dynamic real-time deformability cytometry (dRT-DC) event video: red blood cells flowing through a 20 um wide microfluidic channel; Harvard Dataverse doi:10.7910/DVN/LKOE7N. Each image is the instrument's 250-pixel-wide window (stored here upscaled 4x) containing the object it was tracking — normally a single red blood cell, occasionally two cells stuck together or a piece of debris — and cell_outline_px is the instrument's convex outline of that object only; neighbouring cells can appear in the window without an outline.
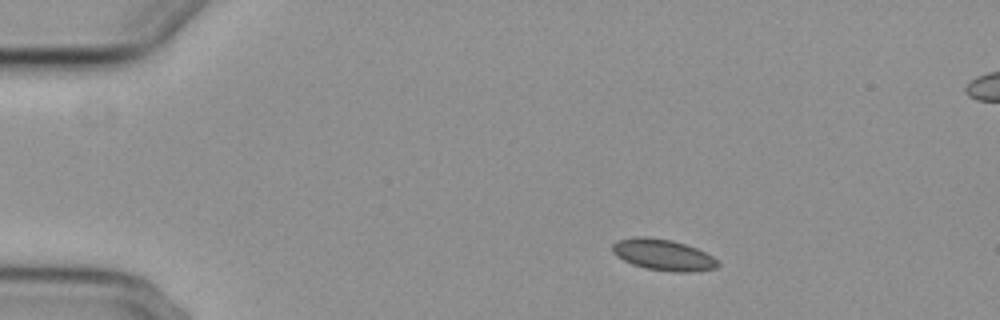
{"species": "common noctule bat (a hibernating species)", "species_latin": "Nyctalus noctula", "temperature_condition": "cold", "stored_images_in_passage": 48, "segment_of_instrument_passage": [1, 2], "camera_frame_rate_fps": 3000, "um_per_image_px": 0.085, "animal": {"sex": "female", "body_mass_g": 29.2, "forearm_length_mm": 56.3}, "frame": {"image": 1, "passage_image": 1, "time_ms": 0.0, "image_size_px": [1000, 320], "cell_outline_px": [[720, 264], [716, 268], [696, 272], [672, 272], [644, 268], [632, 264], [616, 256], [612, 252], [612, 244], [616, 240], [636, 236], [648, 236], [672, 240], [696, 248], [720, 260]], "centroid_in_image_um": [56.37, 21.66], "position_along_channel_um": 28.6, "area_um2": 19.48}}
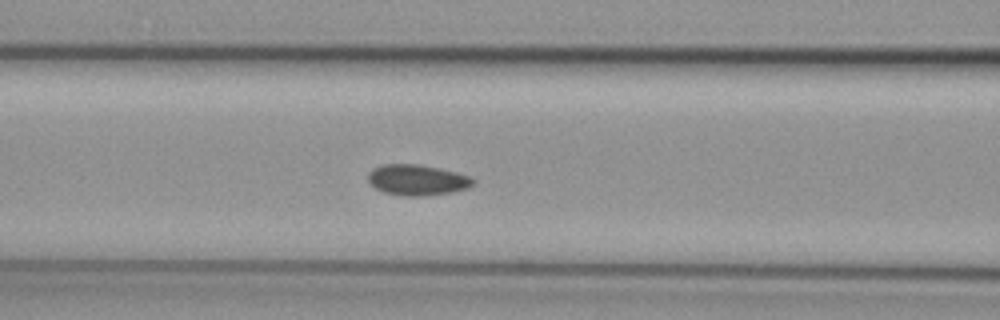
{"frame": {"image": 2, "passage_image": 15, "time_ms": 4.667, "image_size_px": [1000, 320], "cell_outline_px": [[476, 180], [468, 188], [452, 192], [420, 196], [404, 196], [384, 192], [376, 188], [368, 180], [368, 172], [372, 168], [384, 164], [420, 164], [440, 168], [472, 176]], "centroid_in_image_um": [35.48, 15.28], "position_along_channel_um": 131.1, "area_um2": 18.9}}
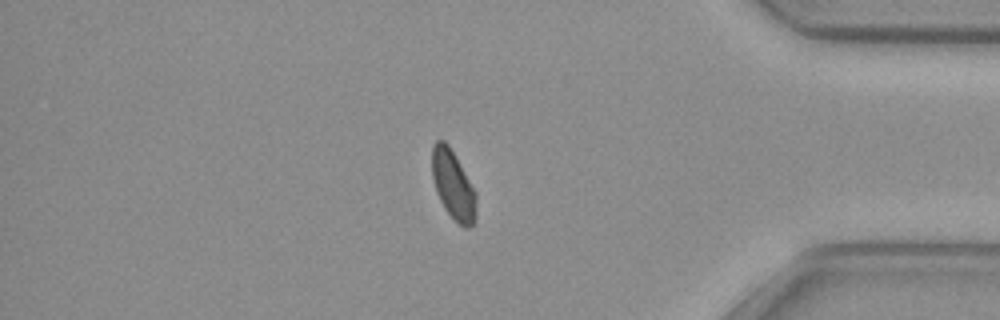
{"frame": {"image": 3, "passage_image": 39, "time_ms": 12.667, "image_size_px": [1000, 320], "cell_outline_px": [[476, 220], [468, 228], [464, 228], [444, 208], [436, 192], [432, 176], [432, 144], [436, 140], [444, 140], [448, 144], [476, 192]], "centroid_in_image_um": [38.51, 15.72], "position_along_channel_um": 396.7, "area_um2": 17.63}}